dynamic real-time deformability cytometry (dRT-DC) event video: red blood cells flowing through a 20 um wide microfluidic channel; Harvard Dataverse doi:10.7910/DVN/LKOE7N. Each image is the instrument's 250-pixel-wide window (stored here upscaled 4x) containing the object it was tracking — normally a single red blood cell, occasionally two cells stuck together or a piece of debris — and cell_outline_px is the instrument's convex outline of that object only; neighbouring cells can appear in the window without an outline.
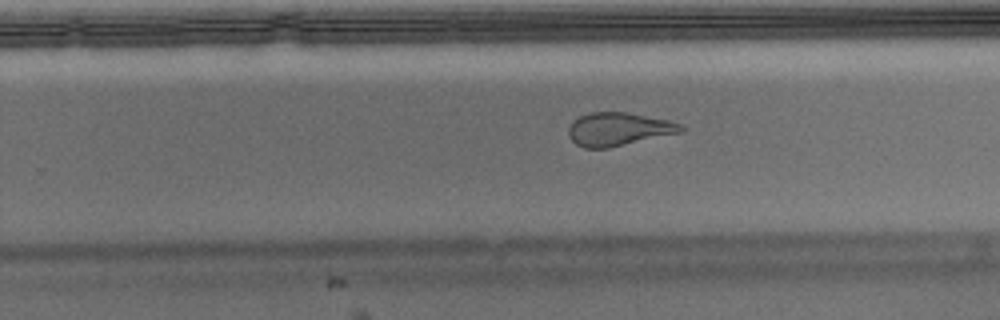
{"species": "Egyptian fruit bat (a non-hibernating species)", "species_latin": "Rousettus aegyptiacus", "temperature_condition": "warm", "stored_images_in_passage": 28, "camera_frame_rate_fps": 3000, "um_per_image_px": 0.085, "animal": {"sex": "male"}, "frame": {"image": 1, "passage_image": 20, "time_ms": 6.333, "image_size_px": [1000, 320], "cell_outline_px": [[688, 128], [684, 132], [608, 148], [584, 148], [576, 144], [568, 136], [568, 128], [572, 120], [580, 116], [592, 112], [628, 112], [668, 120], [680, 124]], "centroid_in_image_um": [52.59, 10.98], "position_along_channel_um": 277.2, "area_um2": 22.02}}